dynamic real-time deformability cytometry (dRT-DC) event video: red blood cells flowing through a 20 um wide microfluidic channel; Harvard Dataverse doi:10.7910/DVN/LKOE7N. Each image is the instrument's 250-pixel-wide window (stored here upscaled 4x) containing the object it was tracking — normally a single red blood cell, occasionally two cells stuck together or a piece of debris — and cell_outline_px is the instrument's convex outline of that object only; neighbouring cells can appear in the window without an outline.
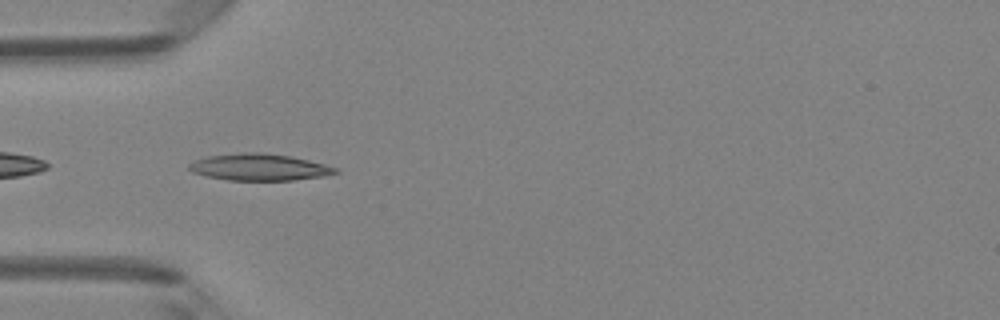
{"species": "Egyptian fruit bat (a non-hibernating species)", "species_latin": "Rousettus aegyptiacus", "temperature_condition": "room temperature", "stored_images_in_passage": 34, "camera_frame_rate_fps": 3000, "um_per_image_px": 0.085, "animal": {"sex": "female"}, "frame": {"image": 1, "passage_image": 1, "time_ms": 0.0, "image_size_px": [1000, 320], "cell_outline_px": [[340, 172], [324, 176], [292, 180], [228, 180], [208, 176], [192, 172], [188, 168], [188, 164], [196, 160], [208, 156], [240, 152], [260, 152], [288, 156], [308, 160], [324, 164], [336, 168]], "centroid_in_image_um": [22.02, 14.21], "position_along_channel_um": 63.0, "area_um2": 22.6}}
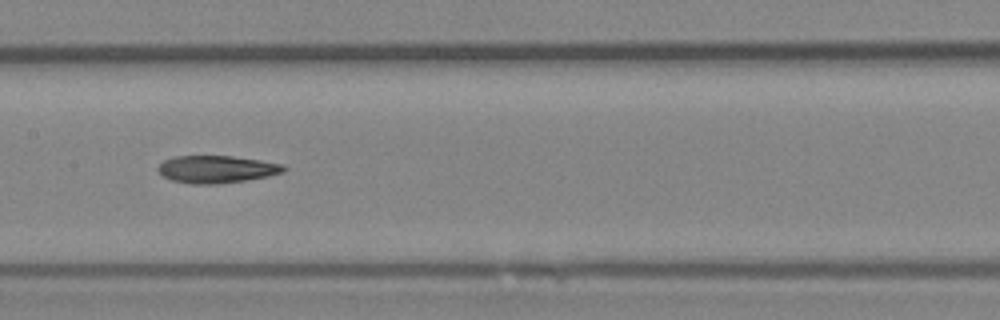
{"frame": {"image": 2, "passage_image": 10, "time_ms": 3.0, "image_size_px": [1000, 320], "cell_outline_px": [[288, 168], [284, 172], [268, 176], [244, 180], [216, 184], [192, 184], [172, 180], [164, 176], [156, 168], [164, 160], [172, 156], [232, 156], [260, 160], [284, 164]], "centroid_in_image_um": [18.43, 14.38], "position_along_channel_um": 189.0, "area_um2": 20.06}}
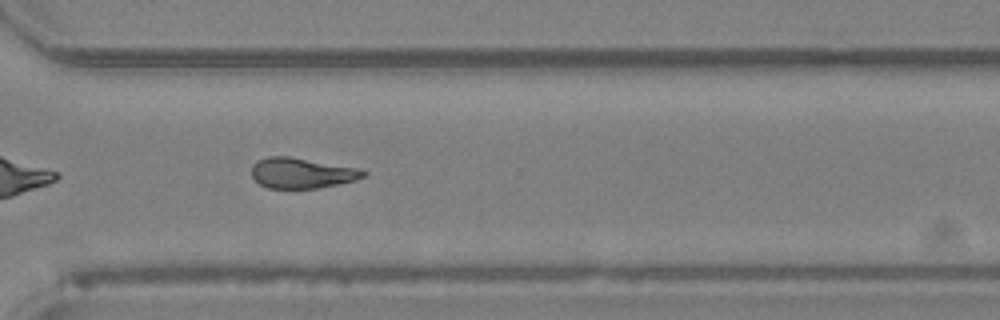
{"frame": {"image": 3, "passage_image": 21, "time_ms": 6.667, "image_size_px": [1000, 320], "cell_outline_px": [[368, 176], [356, 180], [316, 188], [268, 188], [260, 184], [252, 176], [252, 164], [256, 160], [268, 156], [288, 156], [356, 168], [368, 172]], "centroid_in_image_um": [25.63, 14.7], "position_along_channel_um": 345.0, "area_um2": 19.71}}